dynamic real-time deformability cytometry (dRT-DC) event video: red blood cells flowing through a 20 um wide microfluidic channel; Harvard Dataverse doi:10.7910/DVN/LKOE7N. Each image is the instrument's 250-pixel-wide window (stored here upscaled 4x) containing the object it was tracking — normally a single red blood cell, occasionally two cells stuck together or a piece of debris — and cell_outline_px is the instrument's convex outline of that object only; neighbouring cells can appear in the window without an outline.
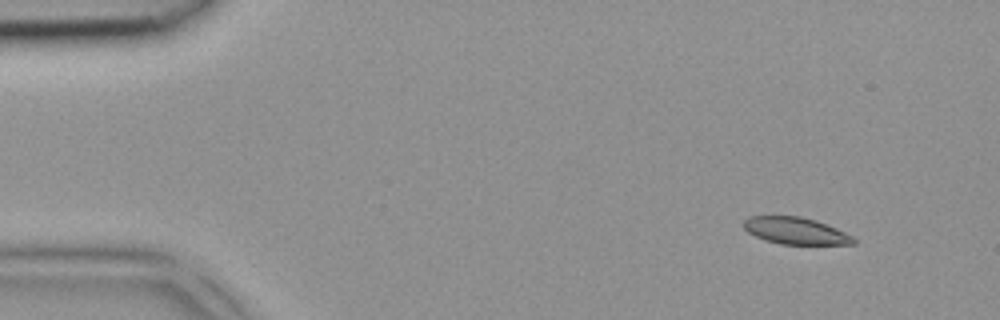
{"species": "common noctule bat (a hibernating species)", "species_latin": "Nyctalus noctula", "temperature_condition": "room temperature", "stored_images_in_passage": 4, "segment_of_instrument_passage": [2, 2], "camera_frame_rate_fps": 3000, "um_per_image_px": 0.085, "animal": {"sex": "female", "body_mass_g": 18.4}, "frame": {"image": 1, "passage_image": 4, "time_ms": 1.0, "image_size_px": [1000, 320], "cell_outline_px": [[856, 244], [780, 244], [764, 240], [748, 232], [744, 228], [744, 220], [748, 216], [800, 216], [816, 220], [836, 228], [852, 236], [856, 240]], "centroid_in_image_um": [67.62, 19.61], "position_along_channel_um": 17.4, "area_um2": 17.17}}